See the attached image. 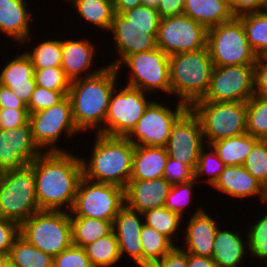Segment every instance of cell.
<instances>
[{
	"label": "cell",
	"mask_w": 267,
	"mask_h": 267,
	"mask_svg": "<svg viewBox=\"0 0 267 267\" xmlns=\"http://www.w3.org/2000/svg\"><path fill=\"white\" fill-rule=\"evenodd\" d=\"M69 90H49L36 86L27 105L28 113L38 112L56 105L67 94Z\"/></svg>",
	"instance_id": "ee69618b"
},
{
	"label": "cell",
	"mask_w": 267,
	"mask_h": 267,
	"mask_svg": "<svg viewBox=\"0 0 267 267\" xmlns=\"http://www.w3.org/2000/svg\"><path fill=\"white\" fill-rule=\"evenodd\" d=\"M225 166L214 149L210 145H205L200 151L199 159L194 170V179L198 182L200 177L205 176V179L201 182L206 181V183L213 186L220 174L224 171Z\"/></svg>",
	"instance_id": "f35d334b"
},
{
	"label": "cell",
	"mask_w": 267,
	"mask_h": 267,
	"mask_svg": "<svg viewBox=\"0 0 267 267\" xmlns=\"http://www.w3.org/2000/svg\"><path fill=\"white\" fill-rule=\"evenodd\" d=\"M8 263V254L0 253V267H4Z\"/></svg>",
	"instance_id": "91938a15"
},
{
	"label": "cell",
	"mask_w": 267,
	"mask_h": 267,
	"mask_svg": "<svg viewBox=\"0 0 267 267\" xmlns=\"http://www.w3.org/2000/svg\"><path fill=\"white\" fill-rule=\"evenodd\" d=\"M41 211L37 201L34 170L31 165L0 174V218L21 225Z\"/></svg>",
	"instance_id": "5b68a950"
},
{
	"label": "cell",
	"mask_w": 267,
	"mask_h": 267,
	"mask_svg": "<svg viewBox=\"0 0 267 267\" xmlns=\"http://www.w3.org/2000/svg\"><path fill=\"white\" fill-rule=\"evenodd\" d=\"M186 0H160L156 7L160 18L183 15Z\"/></svg>",
	"instance_id": "db71d44e"
},
{
	"label": "cell",
	"mask_w": 267,
	"mask_h": 267,
	"mask_svg": "<svg viewBox=\"0 0 267 267\" xmlns=\"http://www.w3.org/2000/svg\"><path fill=\"white\" fill-rule=\"evenodd\" d=\"M183 15L200 23L206 29L234 18L228 0H186Z\"/></svg>",
	"instance_id": "83f0119b"
},
{
	"label": "cell",
	"mask_w": 267,
	"mask_h": 267,
	"mask_svg": "<svg viewBox=\"0 0 267 267\" xmlns=\"http://www.w3.org/2000/svg\"><path fill=\"white\" fill-rule=\"evenodd\" d=\"M34 77L37 86L49 90H69L70 88L71 81L61 67L34 69Z\"/></svg>",
	"instance_id": "7bdbcfd3"
},
{
	"label": "cell",
	"mask_w": 267,
	"mask_h": 267,
	"mask_svg": "<svg viewBox=\"0 0 267 267\" xmlns=\"http://www.w3.org/2000/svg\"><path fill=\"white\" fill-rule=\"evenodd\" d=\"M195 184H197V181L194 179L187 183L172 185L166 198L165 207L184 218L186 207L189 208V204L194 199L193 189H195Z\"/></svg>",
	"instance_id": "60d3db41"
},
{
	"label": "cell",
	"mask_w": 267,
	"mask_h": 267,
	"mask_svg": "<svg viewBox=\"0 0 267 267\" xmlns=\"http://www.w3.org/2000/svg\"><path fill=\"white\" fill-rule=\"evenodd\" d=\"M121 15L138 27H159L160 16L155 7L139 5L133 9L122 12Z\"/></svg>",
	"instance_id": "f6af8a7d"
},
{
	"label": "cell",
	"mask_w": 267,
	"mask_h": 267,
	"mask_svg": "<svg viewBox=\"0 0 267 267\" xmlns=\"http://www.w3.org/2000/svg\"><path fill=\"white\" fill-rule=\"evenodd\" d=\"M126 66V67H124ZM128 68L127 86L145 93H167L171 95L169 56L160 48L129 55L118 67Z\"/></svg>",
	"instance_id": "8fae6325"
},
{
	"label": "cell",
	"mask_w": 267,
	"mask_h": 267,
	"mask_svg": "<svg viewBox=\"0 0 267 267\" xmlns=\"http://www.w3.org/2000/svg\"><path fill=\"white\" fill-rule=\"evenodd\" d=\"M5 108L27 109V105L15 95L13 90L0 85V109Z\"/></svg>",
	"instance_id": "11a10c76"
},
{
	"label": "cell",
	"mask_w": 267,
	"mask_h": 267,
	"mask_svg": "<svg viewBox=\"0 0 267 267\" xmlns=\"http://www.w3.org/2000/svg\"><path fill=\"white\" fill-rule=\"evenodd\" d=\"M41 153L29 121L17 128L0 129V174L30 165Z\"/></svg>",
	"instance_id": "e0dca14e"
},
{
	"label": "cell",
	"mask_w": 267,
	"mask_h": 267,
	"mask_svg": "<svg viewBox=\"0 0 267 267\" xmlns=\"http://www.w3.org/2000/svg\"><path fill=\"white\" fill-rule=\"evenodd\" d=\"M28 8L26 0H0V33L14 42L30 43L33 14Z\"/></svg>",
	"instance_id": "603a6c76"
},
{
	"label": "cell",
	"mask_w": 267,
	"mask_h": 267,
	"mask_svg": "<svg viewBox=\"0 0 267 267\" xmlns=\"http://www.w3.org/2000/svg\"><path fill=\"white\" fill-rule=\"evenodd\" d=\"M163 177L171 185H177L194 180V171L182 162L168 157Z\"/></svg>",
	"instance_id": "7dc6e473"
},
{
	"label": "cell",
	"mask_w": 267,
	"mask_h": 267,
	"mask_svg": "<svg viewBox=\"0 0 267 267\" xmlns=\"http://www.w3.org/2000/svg\"><path fill=\"white\" fill-rule=\"evenodd\" d=\"M87 38L61 39L62 61L61 68L70 81L90 77L101 72L106 66L93 68L96 45ZM86 73V74H85Z\"/></svg>",
	"instance_id": "ffe728a7"
},
{
	"label": "cell",
	"mask_w": 267,
	"mask_h": 267,
	"mask_svg": "<svg viewBox=\"0 0 267 267\" xmlns=\"http://www.w3.org/2000/svg\"><path fill=\"white\" fill-rule=\"evenodd\" d=\"M4 267H17V266L11 264V263L8 261V263H7Z\"/></svg>",
	"instance_id": "6125c7cd"
},
{
	"label": "cell",
	"mask_w": 267,
	"mask_h": 267,
	"mask_svg": "<svg viewBox=\"0 0 267 267\" xmlns=\"http://www.w3.org/2000/svg\"><path fill=\"white\" fill-rule=\"evenodd\" d=\"M30 165L40 210L70 212L83 177L81 157L69 150L42 152Z\"/></svg>",
	"instance_id": "6da1fadb"
},
{
	"label": "cell",
	"mask_w": 267,
	"mask_h": 267,
	"mask_svg": "<svg viewBox=\"0 0 267 267\" xmlns=\"http://www.w3.org/2000/svg\"><path fill=\"white\" fill-rule=\"evenodd\" d=\"M147 95L144 91L127 85H123L119 92L116 87L110 97L104 134L126 137L153 101Z\"/></svg>",
	"instance_id": "4fadbf2b"
},
{
	"label": "cell",
	"mask_w": 267,
	"mask_h": 267,
	"mask_svg": "<svg viewBox=\"0 0 267 267\" xmlns=\"http://www.w3.org/2000/svg\"><path fill=\"white\" fill-rule=\"evenodd\" d=\"M263 215V217H262ZM257 221L248 226L247 240L250 257L257 258L267 263V212L260 215ZM267 265V264H266ZM267 267V266H266Z\"/></svg>",
	"instance_id": "ab89813d"
},
{
	"label": "cell",
	"mask_w": 267,
	"mask_h": 267,
	"mask_svg": "<svg viewBox=\"0 0 267 267\" xmlns=\"http://www.w3.org/2000/svg\"><path fill=\"white\" fill-rule=\"evenodd\" d=\"M125 205V189L107 183H98L82 177L70 210V217H88L114 221Z\"/></svg>",
	"instance_id": "9c48e42d"
},
{
	"label": "cell",
	"mask_w": 267,
	"mask_h": 267,
	"mask_svg": "<svg viewBox=\"0 0 267 267\" xmlns=\"http://www.w3.org/2000/svg\"><path fill=\"white\" fill-rule=\"evenodd\" d=\"M29 123L33 140L42 152H67L56 144L61 136L71 138L81 134L74 124L71 102L67 95L56 105L29 114Z\"/></svg>",
	"instance_id": "30bf717a"
},
{
	"label": "cell",
	"mask_w": 267,
	"mask_h": 267,
	"mask_svg": "<svg viewBox=\"0 0 267 267\" xmlns=\"http://www.w3.org/2000/svg\"><path fill=\"white\" fill-rule=\"evenodd\" d=\"M243 24L248 43L258 58H267V10L237 17Z\"/></svg>",
	"instance_id": "d6a6232c"
},
{
	"label": "cell",
	"mask_w": 267,
	"mask_h": 267,
	"mask_svg": "<svg viewBox=\"0 0 267 267\" xmlns=\"http://www.w3.org/2000/svg\"><path fill=\"white\" fill-rule=\"evenodd\" d=\"M254 64L214 66L203 101L247 102L254 94Z\"/></svg>",
	"instance_id": "5bb4252c"
},
{
	"label": "cell",
	"mask_w": 267,
	"mask_h": 267,
	"mask_svg": "<svg viewBox=\"0 0 267 267\" xmlns=\"http://www.w3.org/2000/svg\"><path fill=\"white\" fill-rule=\"evenodd\" d=\"M115 13H122L142 4L141 0H112Z\"/></svg>",
	"instance_id": "6f0895ef"
},
{
	"label": "cell",
	"mask_w": 267,
	"mask_h": 267,
	"mask_svg": "<svg viewBox=\"0 0 267 267\" xmlns=\"http://www.w3.org/2000/svg\"><path fill=\"white\" fill-rule=\"evenodd\" d=\"M20 235V225L0 218V253L9 254L16 238Z\"/></svg>",
	"instance_id": "c3c4849f"
},
{
	"label": "cell",
	"mask_w": 267,
	"mask_h": 267,
	"mask_svg": "<svg viewBox=\"0 0 267 267\" xmlns=\"http://www.w3.org/2000/svg\"><path fill=\"white\" fill-rule=\"evenodd\" d=\"M27 50V51H26ZM25 53L30 58L34 69H43L48 67H61L62 61V44L59 39H44L39 42L33 50Z\"/></svg>",
	"instance_id": "8d00e7d4"
},
{
	"label": "cell",
	"mask_w": 267,
	"mask_h": 267,
	"mask_svg": "<svg viewBox=\"0 0 267 267\" xmlns=\"http://www.w3.org/2000/svg\"><path fill=\"white\" fill-rule=\"evenodd\" d=\"M53 259L21 235L16 238L8 254V261L17 267H53Z\"/></svg>",
	"instance_id": "1f68e13d"
},
{
	"label": "cell",
	"mask_w": 267,
	"mask_h": 267,
	"mask_svg": "<svg viewBox=\"0 0 267 267\" xmlns=\"http://www.w3.org/2000/svg\"><path fill=\"white\" fill-rule=\"evenodd\" d=\"M175 107L153 100L126 138L134 145L166 147L174 123L189 109L180 101Z\"/></svg>",
	"instance_id": "7c38bea8"
},
{
	"label": "cell",
	"mask_w": 267,
	"mask_h": 267,
	"mask_svg": "<svg viewBox=\"0 0 267 267\" xmlns=\"http://www.w3.org/2000/svg\"><path fill=\"white\" fill-rule=\"evenodd\" d=\"M254 94L267 97V58H258L254 64Z\"/></svg>",
	"instance_id": "816d5d0a"
},
{
	"label": "cell",
	"mask_w": 267,
	"mask_h": 267,
	"mask_svg": "<svg viewBox=\"0 0 267 267\" xmlns=\"http://www.w3.org/2000/svg\"><path fill=\"white\" fill-rule=\"evenodd\" d=\"M119 72L106 65L99 73L71 81L67 96L71 102L75 126L82 133L104 134V121L113 90L118 87Z\"/></svg>",
	"instance_id": "7a4b0ae2"
},
{
	"label": "cell",
	"mask_w": 267,
	"mask_h": 267,
	"mask_svg": "<svg viewBox=\"0 0 267 267\" xmlns=\"http://www.w3.org/2000/svg\"><path fill=\"white\" fill-rule=\"evenodd\" d=\"M115 54L119 56L107 65L118 67L129 55L157 48L158 27H138L130 24L120 13H115L111 27Z\"/></svg>",
	"instance_id": "ac0fdd59"
},
{
	"label": "cell",
	"mask_w": 267,
	"mask_h": 267,
	"mask_svg": "<svg viewBox=\"0 0 267 267\" xmlns=\"http://www.w3.org/2000/svg\"><path fill=\"white\" fill-rule=\"evenodd\" d=\"M144 224L148 227L155 229L158 233H161L168 237L173 243L175 239H178L180 231H178L183 223V219L178 213L167 209L165 206L148 210L144 213ZM177 237V238H175Z\"/></svg>",
	"instance_id": "d590c367"
},
{
	"label": "cell",
	"mask_w": 267,
	"mask_h": 267,
	"mask_svg": "<svg viewBox=\"0 0 267 267\" xmlns=\"http://www.w3.org/2000/svg\"><path fill=\"white\" fill-rule=\"evenodd\" d=\"M217 191L234 197L235 199L246 200L251 197H258L262 201L263 185L256 180L243 165L225 166L224 171L212 186Z\"/></svg>",
	"instance_id": "d4e9b609"
},
{
	"label": "cell",
	"mask_w": 267,
	"mask_h": 267,
	"mask_svg": "<svg viewBox=\"0 0 267 267\" xmlns=\"http://www.w3.org/2000/svg\"><path fill=\"white\" fill-rule=\"evenodd\" d=\"M20 235L54 257L72 245L70 212L38 211L20 225Z\"/></svg>",
	"instance_id": "52a82bcc"
},
{
	"label": "cell",
	"mask_w": 267,
	"mask_h": 267,
	"mask_svg": "<svg viewBox=\"0 0 267 267\" xmlns=\"http://www.w3.org/2000/svg\"><path fill=\"white\" fill-rule=\"evenodd\" d=\"M214 64L207 46L169 56L171 95L190 107L202 99L210 84Z\"/></svg>",
	"instance_id": "277c9868"
},
{
	"label": "cell",
	"mask_w": 267,
	"mask_h": 267,
	"mask_svg": "<svg viewBox=\"0 0 267 267\" xmlns=\"http://www.w3.org/2000/svg\"><path fill=\"white\" fill-rule=\"evenodd\" d=\"M199 118L189 108L175 123L166 150L168 157L196 168L200 151L205 146Z\"/></svg>",
	"instance_id": "2e32d148"
},
{
	"label": "cell",
	"mask_w": 267,
	"mask_h": 267,
	"mask_svg": "<svg viewBox=\"0 0 267 267\" xmlns=\"http://www.w3.org/2000/svg\"><path fill=\"white\" fill-rule=\"evenodd\" d=\"M167 158L166 147L135 145L130 180L163 177Z\"/></svg>",
	"instance_id": "4316f807"
},
{
	"label": "cell",
	"mask_w": 267,
	"mask_h": 267,
	"mask_svg": "<svg viewBox=\"0 0 267 267\" xmlns=\"http://www.w3.org/2000/svg\"><path fill=\"white\" fill-rule=\"evenodd\" d=\"M29 121L27 109H0V129L17 128Z\"/></svg>",
	"instance_id": "681fc988"
},
{
	"label": "cell",
	"mask_w": 267,
	"mask_h": 267,
	"mask_svg": "<svg viewBox=\"0 0 267 267\" xmlns=\"http://www.w3.org/2000/svg\"><path fill=\"white\" fill-rule=\"evenodd\" d=\"M143 225V215L126 204L113 221V231L119 244L121 258L127 254L137 267H143V249L140 241Z\"/></svg>",
	"instance_id": "d6986e66"
},
{
	"label": "cell",
	"mask_w": 267,
	"mask_h": 267,
	"mask_svg": "<svg viewBox=\"0 0 267 267\" xmlns=\"http://www.w3.org/2000/svg\"><path fill=\"white\" fill-rule=\"evenodd\" d=\"M140 241L143 249V267H153L176 246L168 237L145 224L141 230Z\"/></svg>",
	"instance_id": "e575fe53"
},
{
	"label": "cell",
	"mask_w": 267,
	"mask_h": 267,
	"mask_svg": "<svg viewBox=\"0 0 267 267\" xmlns=\"http://www.w3.org/2000/svg\"><path fill=\"white\" fill-rule=\"evenodd\" d=\"M187 267H217L211 257L187 253Z\"/></svg>",
	"instance_id": "9f6ffc18"
},
{
	"label": "cell",
	"mask_w": 267,
	"mask_h": 267,
	"mask_svg": "<svg viewBox=\"0 0 267 267\" xmlns=\"http://www.w3.org/2000/svg\"><path fill=\"white\" fill-rule=\"evenodd\" d=\"M197 208L184 227V246L186 248H180L187 253L212 257L213 242L220 226L217 219H212L213 217L207 213L208 211H204L201 206Z\"/></svg>",
	"instance_id": "44dd1931"
},
{
	"label": "cell",
	"mask_w": 267,
	"mask_h": 267,
	"mask_svg": "<svg viewBox=\"0 0 267 267\" xmlns=\"http://www.w3.org/2000/svg\"><path fill=\"white\" fill-rule=\"evenodd\" d=\"M206 46L214 66L255 64L258 59L237 17L207 29Z\"/></svg>",
	"instance_id": "ba28073f"
},
{
	"label": "cell",
	"mask_w": 267,
	"mask_h": 267,
	"mask_svg": "<svg viewBox=\"0 0 267 267\" xmlns=\"http://www.w3.org/2000/svg\"><path fill=\"white\" fill-rule=\"evenodd\" d=\"M72 245L85 247L113 231V221L88 217H70Z\"/></svg>",
	"instance_id": "4dcf8cb0"
},
{
	"label": "cell",
	"mask_w": 267,
	"mask_h": 267,
	"mask_svg": "<svg viewBox=\"0 0 267 267\" xmlns=\"http://www.w3.org/2000/svg\"><path fill=\"white\" fill-rule=\"evenodd\" d=\"M89 160L82 157L83 177L126 188L132 173L135 145L126 137L94 134Z\"/></svg>",
	"instance_id": "3957f363"
},
{
	"label": "cell",
	"mask_w": 267,
	"mask_h": 267,
	"mask_svg": "<svg viewBox=\"0 0 267 267\" xmlns=\"http://www.w3.org/2000/svg\"><path fill=\"white\" fill-rule=\"evenodd\" d=\"M143 5L157 7L160 0H141Z\"/></svg>",
	"instance_id": "680465c9"
},
{
	"label": "cell",
	"mask_w": 267,
	"mask_h": 267,
	"mask_svg": "<svg viewBox=\"0 0 267 267\" xmlns=\"http://www.w3.org/2000/svg\"><path fill=\"white\" fill-rule=\"evenodd\" d=\"M53 267H93L83 247L71 245L54 256Z\"/></svg>",
	"instance_id": "bcb514c9"
},
{
	"label": "cell",
	"mask_w": 267,
	"mask_h": 267,
	"mask_svg": "<svg viewBox=\"0 0 267 267\" xmlns=\"http://www.w3.org/2000/svg\"><path fill=\"white\" fill-rule=\"evenodd\" d=\"M261 202L264 203V205H267V182L263 185V197Z\"/></svg>",
	"instance_id": "94428289"
},
{
	"label": "cell",
	"mask_w": 267,
	"mask_h": 267,
	"mask_svg": "<svg viewBox=\"0 0 267 267\" xmlns=\"http://www.w3.org/2000/svg\"><path fill=\"white\" fill-rule=\"evenodd\" d=\"M189 108L199 118L206 145L246 133L247 102L200 99Z\"/></svg>",
	"instance_id": "8992f818"
},
{
	"label": "cell",
	"mask_w": 267,
	"mask_h": 267,
	"mask_svg": "<svg viewBox=\"0 0 267 267\" xmlns=\"http://www.w3.org/2000/svg\"><path fill=\"white\" fill-rule=\"evenodd\" d=\"M240 232L218 228L213 242L212 260L217 267H238L248 252V240Z\"/></svg>",
	"instance_id": "484cf974"
},
{
	"label": "cell",
	"mask_w": 267,
	"mask_h": 267,
	"mask_svg": "<svg viewBox=\"0 0 267 267\" xmlns=\"http://www.w3.org/2000/svg\"><path fill=\"white\" fill-rule=\"evenodd\" d=\"M84 249L93 267H111L122 259L114 231L88 244Z\"/></svg>",
	"instance_id": "836d02e7"
},
{
	"label": "cell",
	"mask_w": 267,
	"mask_h": 267,
	"mask_svg": "<svg viewBox=\"0 0 267 267\" xmlns=\"http://www.w3.org/2000/svg\"><path fill=\"white\" fill-rule=\"evenodd\" d=\"M64 2H70L75 12L79 14V18L88 22V25L98 27L99 31L101 29L103 32L109 31L115 15L112 0H65Z\"/></svg>",
	"instance_id": "f546056e"
},
{
	"label": "cell",
	"mask_w": 267,
	"mask_h": 267,
	"mask_svg": "<svg viewBox=\"0 0 267 267\" xmlns=\"http://www.w3.org/2000/svg\"><path fill=\"white\" fill-rule=\"evenodd\" d=\"M153 267H187V252L176 244Z\"/></svg>",
	"instance_id": "f5cc1de1"
},
{
	"label": "cell",
	"mask_w": 267,
	"mask_h": 267,
	"mask_svg": "<svg viewBox=\"0 0 267 267\" xmlns=\"http://www.w3.org/2000/svg\"><path fill=\"white\" fill-rule=\"evenodd\" d=\"M229 6L234 17L266 10L267 0H230Z\"/></svg>",
	"instance_id": "f907efd6"
},
{
	"label": "cell",
	"mask_w": 267,
	"mask_h": 267,
	"mask_svg": "<svg viewBox=\"0 0 267 267\" xmlns=\"http://www.w3.org/2000/svg\"><path fill=\"white\" fill-rule=\"evenodd\" d=\"M7 61L0 72V85L13 90L15 95L28 105L30 97L35 90L34 66L23 51Z\"/></svg>",
	"instance_id": "cb8c5ba5"
},
{
	"label": "cell",
	"mask_w": 267,
	"mask_h": 267,
	"mask_svg": "<svg viewBox=\"0 0 267 267\" xmlns=\"http://www.w3.org/2000/svg\"><path fill=\"white\" fill-rule=\"evenodd\" d=\"M243 166L262 185L267 182V140L254 145Z\"/></svg>",
	"instance_id": "b9f144b4"
},
{
	"label": "cell",
	"mask_w": 267,
	"mask_h": 267,
	"mask_svg": "<svg viewBox=\"0 0 267 267\" xmlns=\"http://www.w3.org/2000/svg\"><path fill=\"white\" fill-rule=\"evenodd\" d=\"M171 184L164 178L129 180L125 188V204L139 213L165 206Z\"/></svg>",
	"instance_id": "7402d4cb"
},
{
	"label": "cell",
	"mask_w": 267,
	"mask_h": 267,
	"mask_svg": "<svg viewBox=\"0 0 267 267\" xmlns=\"http://www.w3.org/2000/svg\"><path fill=\"white\" fill-rule=\"evenodd\" d=\"M246 133L267 140V97L254 95L247 101Z\"/></svg>",
	"instance_id": "74e56055"
},
{
	"label": "cell",
	"mask_w": 267,
	"mask_h": 267,
	"mask_svg": "<svg viewBox=\"0 0 267 267\" xmlns=\"http://www.w3.org/2000/svg\"><path fill=\"white\" fill-rule=\"evenodd\" d=\"M207 29L186 15L161 18L156 45L166 55L206 47Z\"/></svg>",
	"instance_id": "9a60e30c"
},
{
	"label": "cell",
	"mask_w": 267,
	"mask_h": 267,
	"mask_svg": "<svg viewBox=\"0 0 267 267\" xmlns=\"http://www.w3.org/2000/svg\"><path fill=\"white\" fill-rule=\"evenodd\" d=\"M259 140V138L244 133L238 136L221 139L209 145L214 149L226 166L243 165L254 145Z\"/></svg>",
	"instance_id": "f1b7e54d"
}]
</instances>
